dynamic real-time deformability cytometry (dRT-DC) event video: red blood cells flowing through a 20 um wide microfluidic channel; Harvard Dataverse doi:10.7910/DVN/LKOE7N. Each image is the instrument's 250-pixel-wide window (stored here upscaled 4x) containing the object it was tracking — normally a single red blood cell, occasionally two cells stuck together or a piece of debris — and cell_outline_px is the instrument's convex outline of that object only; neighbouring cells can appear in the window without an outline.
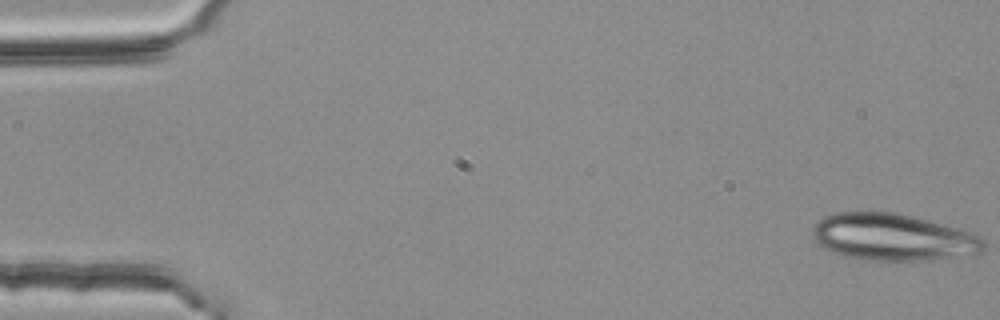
{"species": "common noctule bat (a hibernating species)", "species_latin": "Nyctalus noctula", "temperature_condition": "room temperature", "stored_images_in_passage": 19, "camera_frame_rate_fps": 3000, "um_per_image_px": 0.085, "animal": {"sex": "female", "body_mass_g": 25.1}, "frame": {"image": 1, "passage_image": 1, "time_ms": 0.0, "image_size_px": [1000, 320], "cell_outline_px": [[984, 252], [976, 256], [932, 260], [868, 260], [840, 256], [824, 248], [812, 236], [812, 228], [816, 220], [832, 212], [892, 212], [912, 216], [928, 220], [968, 232], [980, 236], [984, 240]], "centroid_in_image_um": [75.9, 20.18], "position_along_channel_um": 9.1, "area_um2": 47.28}}
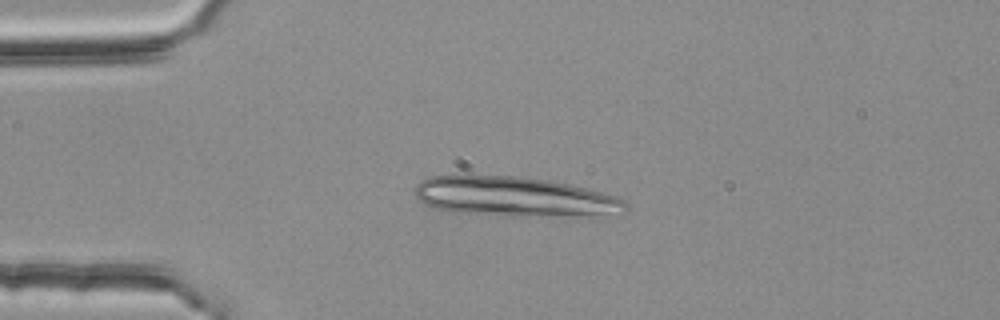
{"frame": {"image": 2, "passage_image": 13, "time_ms": 4.0, "image_size_px": [1000, 320], "cell_outline_px": [[628, 208], [588, 216], [504, 216], [452, 212], [432, 208], [416, 200], [416, 184], [420, 180], [428, 176], [460, 172], [520, 176], [548, 180], [572, 184], [620, 196], [628, 204]], "centroid_in_image_um": [43.59, 16.67], "position_along_channel_um": 41.4, "area_um2": 50.46}}